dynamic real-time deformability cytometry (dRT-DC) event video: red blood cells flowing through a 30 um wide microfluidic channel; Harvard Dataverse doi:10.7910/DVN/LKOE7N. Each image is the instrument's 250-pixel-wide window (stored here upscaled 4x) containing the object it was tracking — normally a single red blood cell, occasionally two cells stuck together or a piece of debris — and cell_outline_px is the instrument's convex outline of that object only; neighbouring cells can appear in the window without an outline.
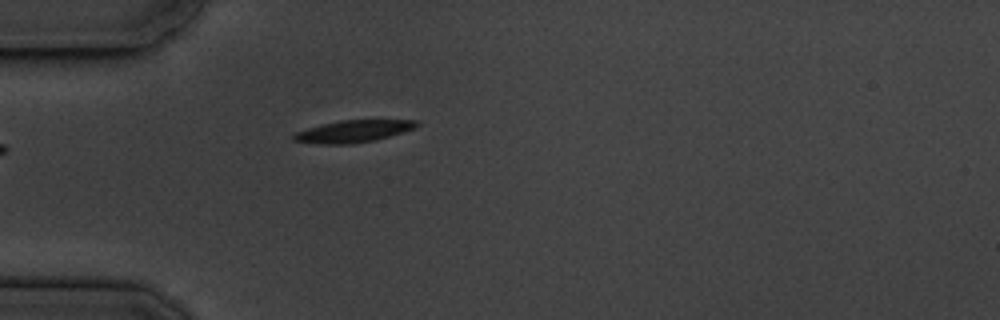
{"species": "common noctule bat (a hibernating species)", "species_latin": "Nyctalus noctula", "temperature_condition": "cold", "stored_images_in_passage": 8, "camera_frame_rate_fps": 3000, "um_per_image_px": 0.085, "animal": {"sex": "male", "body_mass_g": 19.5, "forearm_length_mm": 54.6}, "frame": {"image": 1, "passage_image": 1, "time_ms": 0.0, "image_size_px": [1000, 320], "cell_outline_px": [[420, 124], [416, 128], [376, 140], [352, 144], [320, 144], [292, 140], [292, 136], [296, 132], [308, 128], [340, 120], [420, 120]], "centroid_in_image_um": [30.07, 11.16], "position_along_channel_um": 54.9, "area_um2": 15.84}}